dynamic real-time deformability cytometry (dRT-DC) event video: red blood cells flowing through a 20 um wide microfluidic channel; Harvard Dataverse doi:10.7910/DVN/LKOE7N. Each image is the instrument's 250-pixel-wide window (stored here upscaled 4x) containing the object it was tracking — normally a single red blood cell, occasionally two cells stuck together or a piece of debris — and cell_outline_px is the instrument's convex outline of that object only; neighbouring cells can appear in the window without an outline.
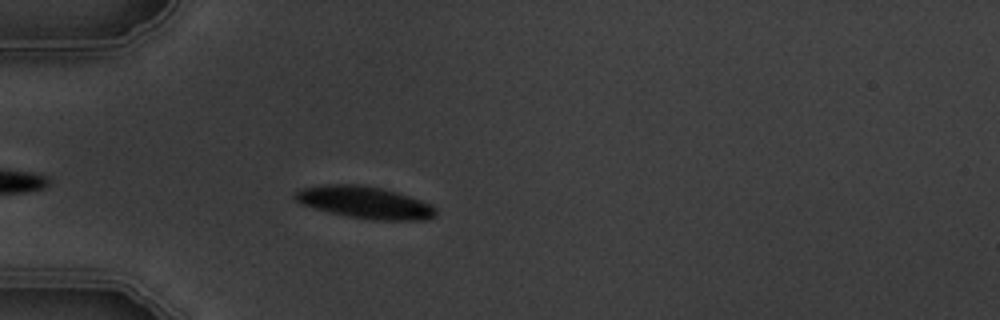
{"species": "common noctule bat (a hibernating species)", "species_latin": "Nyctalus noctula", "temperature_condition": "warm", "stored_images_in_passage": 5, "camera_frame_rate_fps": 3000, "um_per_image_px": 0.085, "animal": {"sex": "male", "body_mass_g": 19.5, "forearm_length_mm": 54.6}, "frame": {"image": 1, "passage_image": 5, "time_ms": 4.667, "image_size_px": [1000, 320], "cell_outline_px": [[436, 216], [428, 220], [368, 220], [328, 212], [300, 204], [292, 196], [296, 192], [304, 188], [324, 184], [360, 184], [380, 188], [396, 192], [432, 204], [436, 208]], "centroid_in_image_um": [31.02, 17.22], "position_along_channel_um": 54.0, "area_um2": 26.41}}